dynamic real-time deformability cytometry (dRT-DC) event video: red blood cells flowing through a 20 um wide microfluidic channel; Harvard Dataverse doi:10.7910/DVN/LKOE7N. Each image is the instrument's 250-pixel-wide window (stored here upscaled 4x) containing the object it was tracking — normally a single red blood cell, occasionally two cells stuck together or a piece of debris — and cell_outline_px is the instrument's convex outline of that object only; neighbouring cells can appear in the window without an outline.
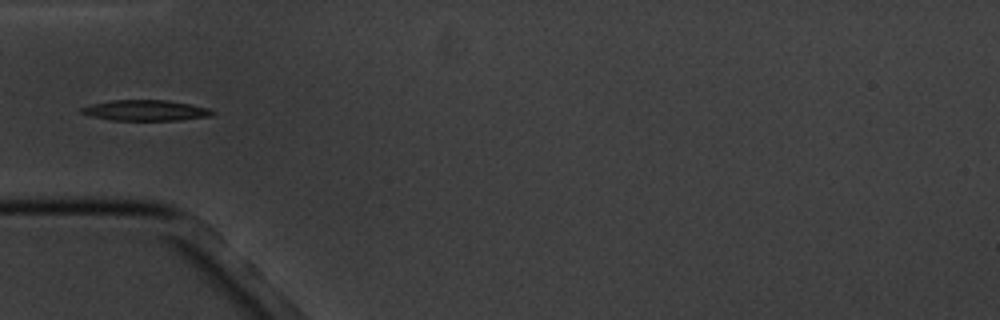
{"species": "common noctule bat (a hibernating species)", "species_latin": "Nyctalus noctula", "temperature_condition": "cold", "stored_images_in_passage": 17, "camera_frame_rate_fps": 3000, "um_per_image_px": 0.085, "animal": {"sex": "male", "body_mass_g": 20.1, "forearm_length_mm": 53.5}, "frame": {"image": 1, "passage_image": 6, "time_ms": 5.667, "image_size_px": [1000, 320], "cell_outline_px": [[216, 112], [212, 116], [180, 120], [112, 120], [92, 116], [80, 112], [80, 108], [92, 104], [112, 100], [168, 100], [208, 108]], "centroid_in_image_um": [12.4, 9.38], "position_along_channel_um": 72.6, "area_um2": 15.66}}
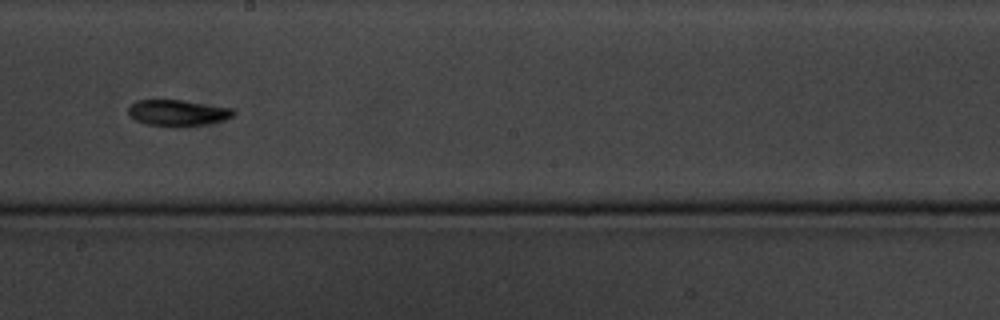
{"frame": {"image": 2, "passage_image": 10, "time_ms": 10.333, "image_size_px": [1000, 320], "cell_outline_px": [[236, 112], [232, 116], [224, 120], [208, 124], [180, 128], [176, 128], [148, 124], [136, 120], [128, 116], [128, 108], [136, 100], [180, 100], [232, 108]], "centroid_in_image_um": [15.1, 9.61], "position_along_channel_um": 233.1, "area_um2": 16.24}}
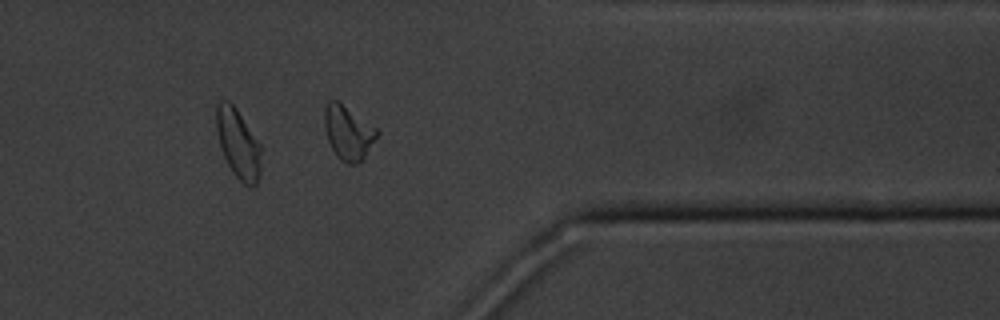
{"frame": {"image": 3, "passage_image": 14, "time_ms": 15.0, "image_size_px": [1000, 320], "cell_outline_px": [[380, 132], [360, 164], [348, 164], [340, 160], [332, 148], [328, 140], [324, 128], [324, 108], [328, 100], [336, 100], [376, 128]], "centroid_in_image_um": [29.58, 11.3], "position_along_channel_um": 381.8, "area_um2": 16.42}, "authors_computed_cell_mechanics": {"area_um2": 16.2418, "velocity_mm_per_s": 3.426, "shape_relaxation_time_tau1_ms": 4.7044, "shape_relaxation_time_tau2_ms": 9.3274, "deformation_change_tau1": 0.1628, "deformation_change_tau2": 0.1638}}